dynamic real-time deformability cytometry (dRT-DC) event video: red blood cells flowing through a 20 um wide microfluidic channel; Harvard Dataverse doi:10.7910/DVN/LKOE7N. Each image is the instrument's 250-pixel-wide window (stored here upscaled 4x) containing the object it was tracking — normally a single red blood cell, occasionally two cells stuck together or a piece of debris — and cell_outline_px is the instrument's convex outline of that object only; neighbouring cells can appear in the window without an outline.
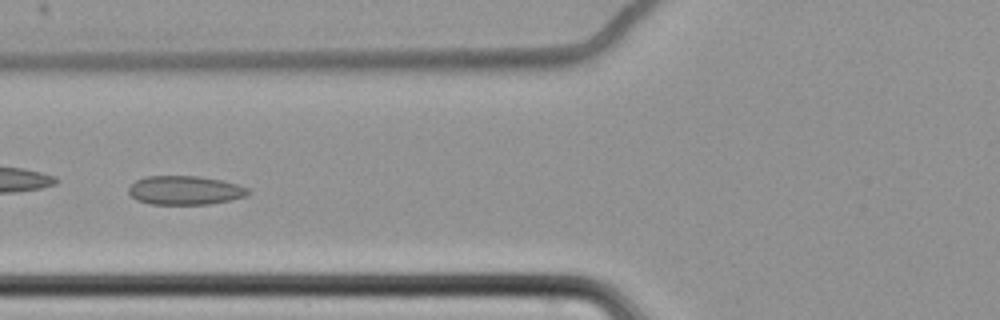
{"species": "common noctule bat (a hibernating species)", "species_latin": "Nyctalus noctula", "temperature_condition": "cold", "stored_images_in_passage": 59, "camera_frame_rate_fps": 3000, "um_per_image_px": 0.085, "animal": {"sex": "female", "body_mass_g": 22.7, "forearm_length_mm": 54.2}, "frame": {"image": 1, "passage_image": 25, "time_ms": 8.0, "image_size_px": [1000, 320], "cell_outline_px": [[252, 192], [248, 196], [208, 204], [152, 204], [136, 200], [128, 192], [128, 188], [136, 180], [148, 176], [200, 176], [220, 180], [236, 184], [248, 188]], "centroid_in_image_um": [15.73, 16.17], "position_along_channel_um": 110.1, "area_um2": 20.06}}
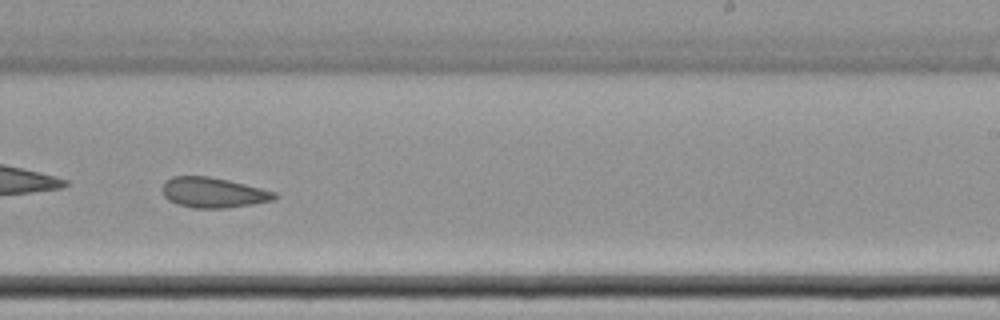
{"frame": {"image": 2, "passage_image": 39, "time_ms": 12.667, "image_size_px": [1000, 320], "cell_outline_px": [[276, 200], [252, 204], [224, 208], [192, 208], [168, 200], [164, 196], [160, 188], [164, 180], [172, 176], [208, 176], [228, 180], [276, 192]], "centroid_in_image_um": [18.08, 16.36], "position_along_channel_um": 270.9, "area_um2": 19.83}}
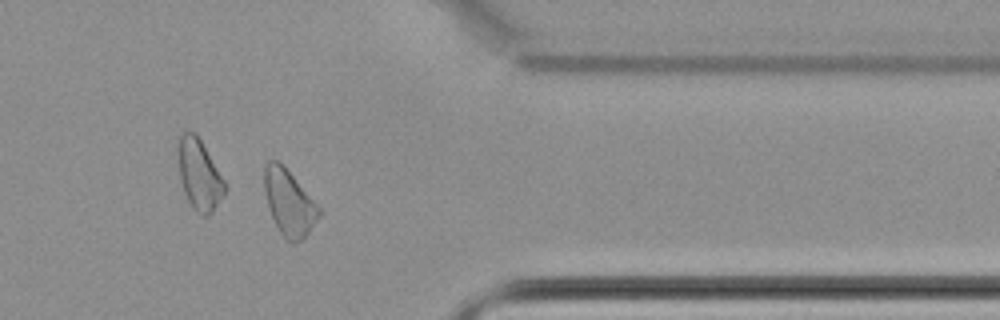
{"frame": {"image": 3, "passage_image": 50, "time_ms": 16.333, "image_size_px": [1000, 320], "cell_outline_px": [[324, 208], [320, 216], [304, 240], [292, 244], [276, 228], [268, 208], [264, 192], [264, 168], [268, 160], [276, 160]], "centroid_in_image_um": [24.61, 17.28], "position_along_channel_um": 386.8, "area_um2": 21.33}, "authors_computed_cell_mechanics": {"area_um2": 21.3282, "velocity_mm_per_s": 3.4512, "shape_relaxation_time_tau1_ms": null, "shape_relaxation_time_tau2_ms": 3.6203, "deformation_change_tau1": null, "deformation_change_tau2": 0.1034}}